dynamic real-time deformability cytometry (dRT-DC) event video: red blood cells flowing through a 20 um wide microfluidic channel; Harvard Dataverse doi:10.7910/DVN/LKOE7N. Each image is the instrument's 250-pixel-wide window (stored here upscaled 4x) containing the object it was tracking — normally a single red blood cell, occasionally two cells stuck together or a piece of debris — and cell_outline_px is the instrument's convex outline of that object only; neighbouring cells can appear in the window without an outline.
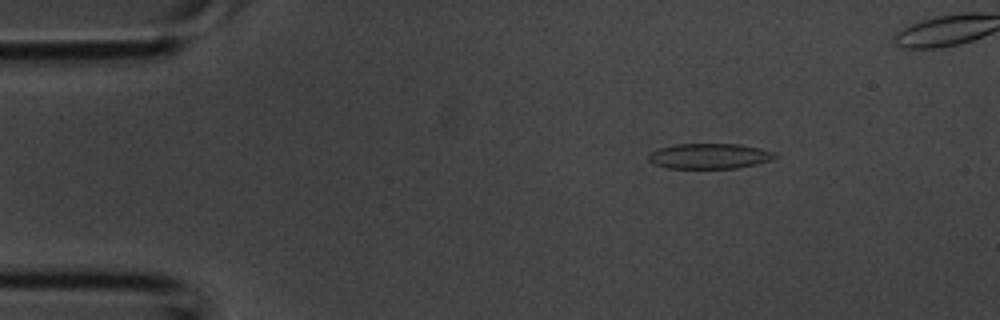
{"species": "common noctule bat (a hibernating species)", "species_latin": "Nyctalus noctula", "temperature_condition": "room temperature", "stored_images_in_passage": 4, "camera_frame_rate_fps": 3000, "um_per_image_px": 0.085, "animal": {"sex": "male", "body_mass_g": 20.1, "forearm_length_mm": 53.5}, "frame": {"image": 1, "passage_image": 2, "time_ms": 0.333, "image_size_px": [1000, 320], "cell_outline_px": [[776, 156], [768, 160], [756, 164], [736, 168], [668, 168], [652, 164], [648, 160], [648, 156], [652, 152], [660, 148], [676, 144], [736, 144], [760, 148], [772, 152]], "centroid_in_image_um": [60.24, 13.27], "position_along_channel_um": 24.8, "area_um2": 18.38}}